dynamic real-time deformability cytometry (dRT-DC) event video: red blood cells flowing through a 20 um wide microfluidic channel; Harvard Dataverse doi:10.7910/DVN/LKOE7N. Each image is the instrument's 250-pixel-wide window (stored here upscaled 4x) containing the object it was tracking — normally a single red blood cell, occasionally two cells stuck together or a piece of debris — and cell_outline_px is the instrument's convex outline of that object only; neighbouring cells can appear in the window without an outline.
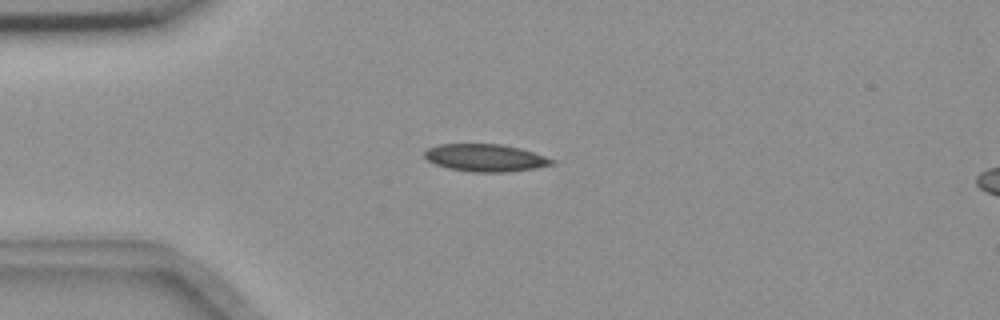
{"species": "common noctule bat (a hibernating species)", "species_latin": "Nyctalus noctula", "temperature_condition": "room temperature", "stored_images_in_passage": 8, "camera_frame_rate_fps": 3000, "um_per_image_px": 0.085, "animal": {"sex": "female", "body_mass_g": 18.4}, "frame": {"image": 1, "passage_image": 3, "time_ms": 0.667, "image_size_px": [1000, 320], "cell_outline_px": [[556, 164], [536, 168], [504, 172], [472, 172], [448, 168], [436, 164], [428, 160], [424, 156], [424, 152], [428, 148], [436, 144], [500, 144], [520, 148], [556, 160]], "centroid_in_image_um": [41.27, 13.41], "position_along_channel_um": 43.7, "area_um2": 20.35}}
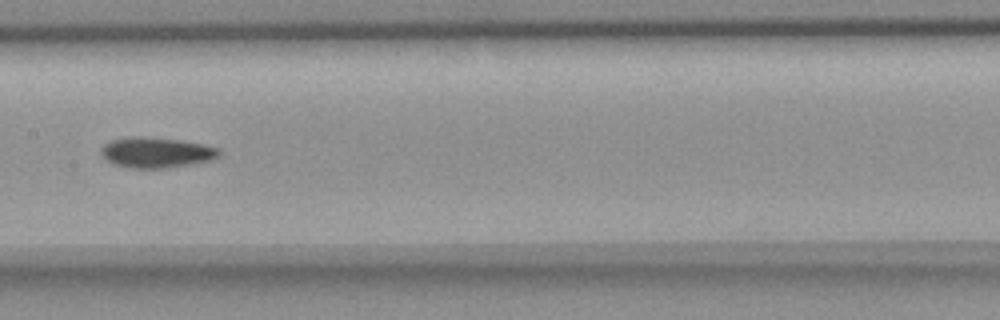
{"frame": {"image": 2, "passage_image": 7, "time_ms": 2.0, "image_size_px": [1000, 320], "cell_outline_px": [[220, 156], [212, 160], [164, 168], [128, 168], [112, 164], [100, 152], [100, 148], [108, 140], [132, 136], [140, 136], [180, 140], [204, 144], [220, 148]], "centroid_in_image_um": [13.27, 12.95], "position_along_channel_um": 194.1, "area_um2": 21.1}}
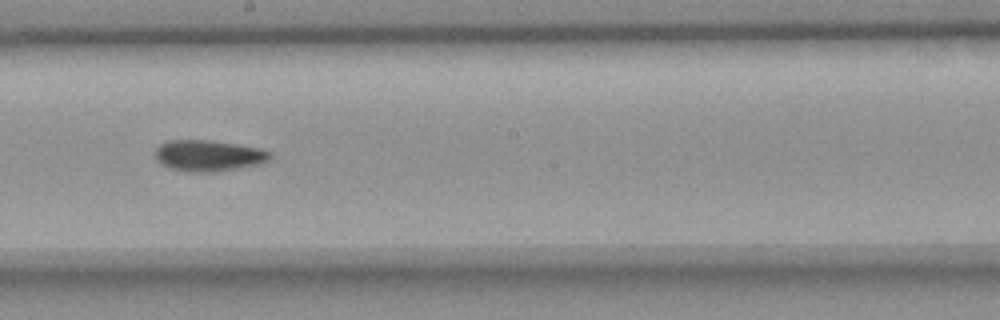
{"frame": {"image": 3, "passage_image": 8, "time_ms": 2.333, "image_size_px": [1000, 320], "cell_outline_px": [[272, 156], [264, 164], [216, 172], [192, 172], [168, 168], [160, 164], [156, 160], [156, 148], [160, 144], [168, 140], [208, 140], [264, 148], [272, 152]], "centroid_in_image_um": [17.77, 13.24], "position_along_channel_um": 230.4, "area_um2": 21.27}}